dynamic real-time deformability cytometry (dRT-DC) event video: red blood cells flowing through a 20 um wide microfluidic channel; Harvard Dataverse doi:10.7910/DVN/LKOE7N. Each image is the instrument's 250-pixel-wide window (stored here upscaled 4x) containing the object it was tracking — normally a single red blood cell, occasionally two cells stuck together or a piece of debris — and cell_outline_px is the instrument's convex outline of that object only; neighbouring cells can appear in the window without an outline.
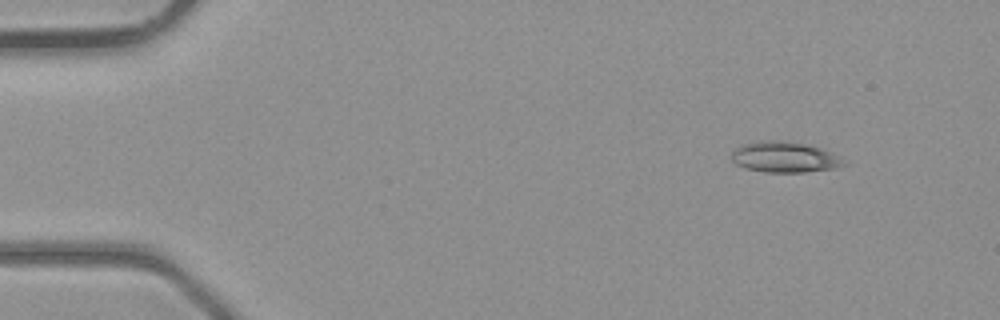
{"species": "common noctule bat (a hibernating species)", "species_latin": "Nyctalus noctula", "temperature_condition": "room temperature", "stored_images_in_passage": 4, "camera_frame_rate_fps": 3000, "um_per_image_px": 0.085, "animal": {"sex": "male", "body_mass_g": 23.1, "forearm_length_mm": 52.7}, "frame": {"image": 1, "passage_image": 1, "time_ms": 0.0, "image_size_px": [1000, 320], "cell_outline_px": [[848, 164], [832, 168], [804, 172], [764, 172], [744, 168], [736, 164], [732, 160], [732, 152], [736, 148], [744, 144], [764, 140], [772, 140], [804, 144], [840, 156]], "centroid_in_image_um": [66.65, 13.37], "position_along_channel_um": 18.3, "area_um2": 19.65}}